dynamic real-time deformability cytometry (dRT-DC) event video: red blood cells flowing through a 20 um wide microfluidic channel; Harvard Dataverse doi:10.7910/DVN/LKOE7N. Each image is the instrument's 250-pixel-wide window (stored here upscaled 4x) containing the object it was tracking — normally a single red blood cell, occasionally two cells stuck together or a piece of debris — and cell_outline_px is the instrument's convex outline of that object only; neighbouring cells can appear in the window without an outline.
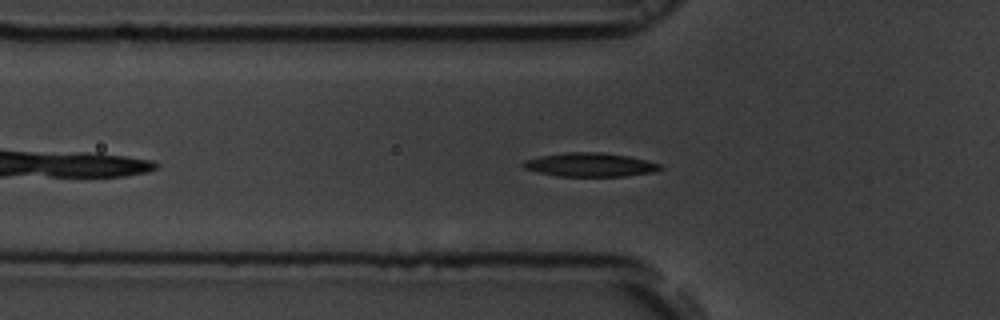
{"species": "common noctule bat (a hibernating species)", "species_latin": "Nyctalus noctula", "temperature_condition": "room temperature", "stored_images_in_passage": 39, "camera_frame_rate_fps": 3000, "um_per_image_px": 0.085, "animal": {"sex": "male", "body_mass_g": 19.5, "forearm_length_mm": 54.6}, "frame": {"image": 1, "passage_image": 8, "time_ms": 2.333, "image_size_px": [1000, 320], "cell_outline_px": [[664, 168], [652, 172], [624, 176], [560, 176], [536, 172], [524, 168], [520, 164], [524, 160], [540, 156], [564, 152], [604, 152], [628, 156], [648, 160], [660, 164]], "centroid_in_image_um": [50.14, 13.99], "position_along_channel_um": 75.7, "area_um2": 19.07}}
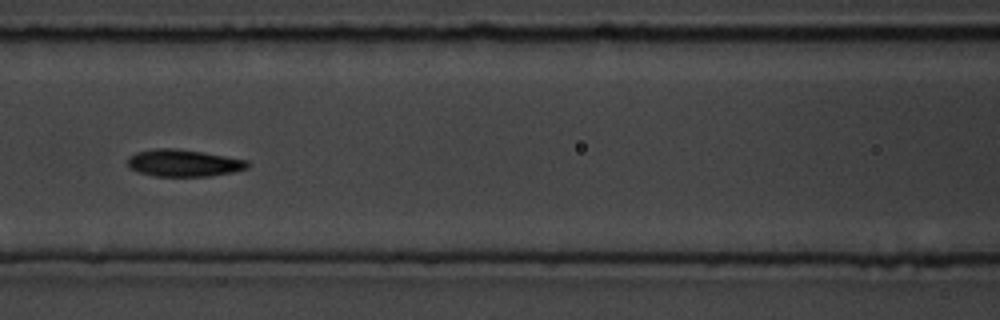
{"frame": {"image": 2, "passage_image": 14, "time_ms": 4.333, "image_size_px": [1000, 320], "cell_outline_px": [[248, 168], [232, 172], [208, 176], [156, 176], [140, 172], [128, 168], [128, 156], [136, 152], [156, 148], [176, 148], [248, 160]], "centroid_in_image_um": [15.57, 13.85], "position_along_channel_um": 151.0, "area_um2": 18.73}}
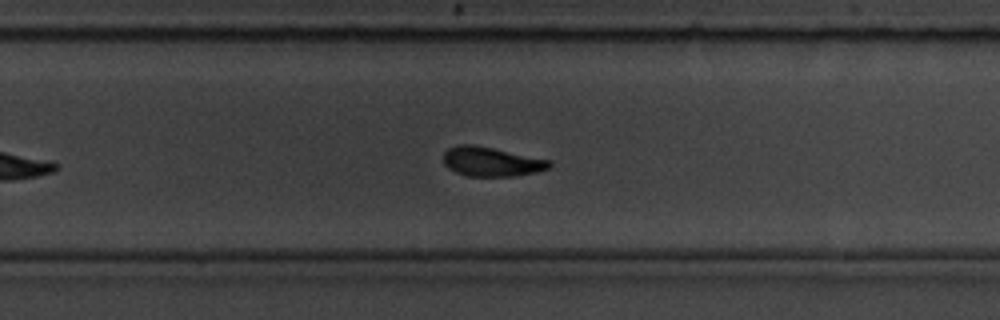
{"frame": {"image": 3, "passage_image": 25, "time_ms": 8.0, "image_size_px": [1000, 320], "cell_outline_px": [[552, 164], [548, 168], [536, 172], [512, 176], [468, 176], [456, 172], [448, 168], [444, 164], [444, 152], [448, 148], [456, 144], [472, 144], [552, 160]], "centroid_in_image_um": [41.75, 13.73], "position_along_channel_um": 288.0, "area_um2": 18.09}, "authors_computed_cell_mechanics": {"area_um2": 18.3226, "velocity_mm_per_s": 3.7453, "shape_relaxation_time_tau1_ms": 3.5261, "shape_relaxation_time_tau2_ms": 2.396, "deformation_change_tau1": 0.1415, "deformation_change_tau2": 0.0818}}